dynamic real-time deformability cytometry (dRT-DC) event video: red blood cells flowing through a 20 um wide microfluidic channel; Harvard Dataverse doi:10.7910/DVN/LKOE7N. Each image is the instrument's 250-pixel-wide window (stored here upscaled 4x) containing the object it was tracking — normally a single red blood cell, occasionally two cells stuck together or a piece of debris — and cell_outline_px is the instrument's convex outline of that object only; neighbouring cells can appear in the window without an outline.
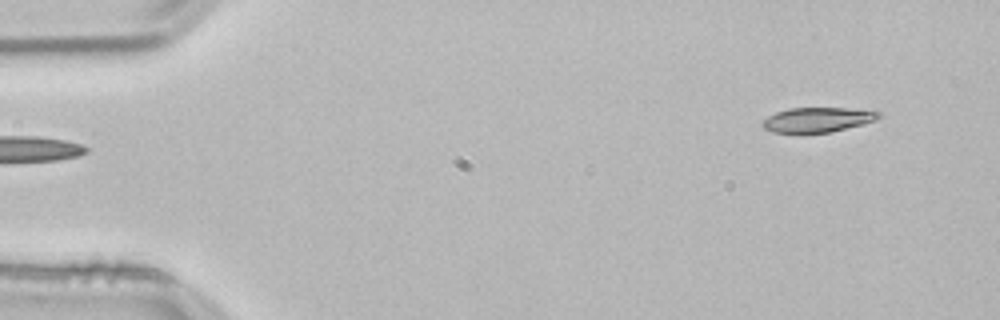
{"species": "common noctule bat (a hibernating species)", "species_latin": "Nyctalus noctula", "temperature_condition": "room temperature", "stored_images_in_passage": 50, "camera_frame_rate_fps": 3000, "um_per_image_px": 0.085, "animal": {"sex": "male", "body_mass_g": 21.5, "forearm_length_mm": 52.0}, "frame": {"image": 1, "passage_image": 1, "time_ms": 0.0, "image_size_px": [1000, 320], "cell_outline_px": [[880, 116], [876, 120], [864, 124], [832, 132], [804, 136], [796, 136], [772, 132], [764, 128], [760, 124], [768, 116], [776, 112], [788, 108], [844, 108], [880, 112]], "centroid_in_image_um": [69.4, 10.24], "position_along_channel_um": 15.6, "area_um2": 17.57}}
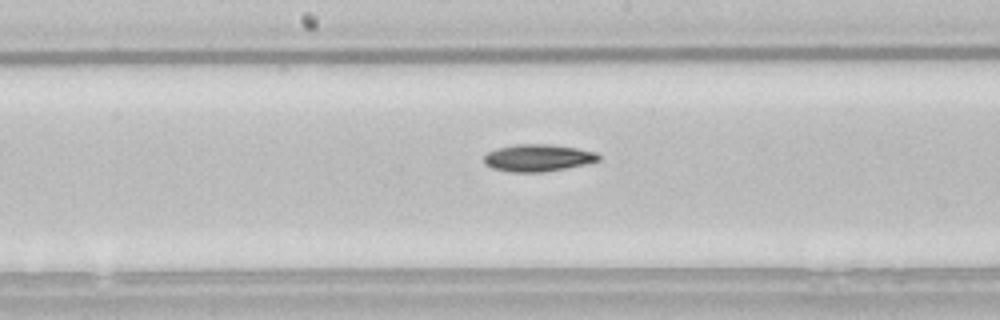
{"frame": {"image": 2, "passage_image": 24, "time_ms": 7.667, "image_size_px": [1000, 320], "cell_outline_px": [[600, 160], [584, 164], [544, 172], [512, 172], [492, 168], [484, 164], [484, 156], [488, 152], [496, 148], [516, 144], [552, 144], [576, 148], [596, 152], [600, 156]], "centroid_in_image_um": [45.7, 13.41], "position_along_channel_um": 202.5, "area_um2": 18.09}}
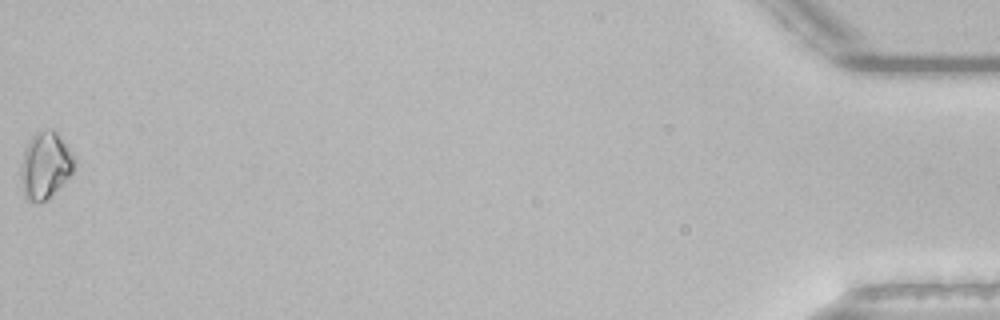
{"frame": {"image": 3, "passage_image": 50, "time_ms": 16.333, "image_size_px": [1000, 320], "cell_outline_px": [[76, 164], [72, 172], [44, 200], [28, 200], [24, 196], [20, 180], [20, 164], [24, 148], [28, 140], [36, 132], [52, 128], [56, 132], [76, 156]], "centroid_in_image_um": [3.82, 13.98], "position_along_channel_um": 431.4, "area_um2": 20.63}, "authors_computed_cell_mechanics": {"area_um2": 17.5134, "velocity_mm_per_s": 3.8144, "shape_relaxation_time_tau1_ms": 6.0373, "shape_relaxation_time_tau2_ms": null, "deformation_change_tau1": 0.1191, "deformation_change_tau2": null}}